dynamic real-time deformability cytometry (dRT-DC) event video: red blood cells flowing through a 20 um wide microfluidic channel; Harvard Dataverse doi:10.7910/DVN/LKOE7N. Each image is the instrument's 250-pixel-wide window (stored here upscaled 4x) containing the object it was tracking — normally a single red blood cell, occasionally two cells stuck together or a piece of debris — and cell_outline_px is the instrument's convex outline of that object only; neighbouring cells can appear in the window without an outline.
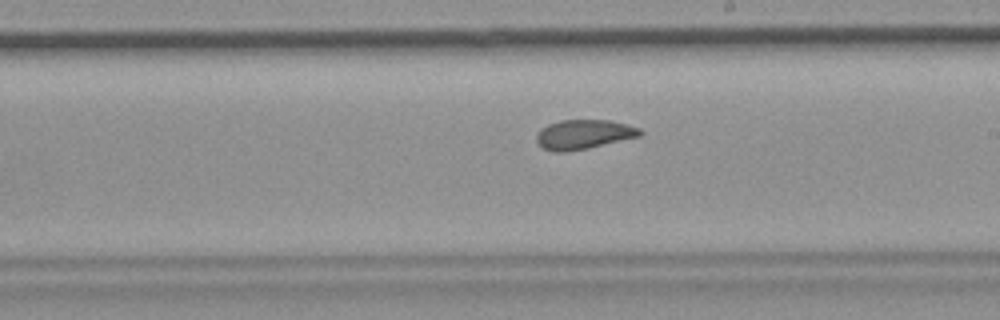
{"species": "common noctule bat (a hibernating species)", "species_latin": "Nyctalus noctula", "temperature_condition": "room temperature", "stored_images_in_passage": 54, "camera_frame_rate_fps": 3000, "um_per_image_px": 0.085, "animal": {"sex": "female", "body_mass_g": 19.9}, "frame": {"image": 1, "passage_image": 31, "time_ms": 10.0, "image_size_px": [1000, 320], "cell_outline_px": [[644, 132], [640, 136], [588, 148], [564, 152], [552, 152], [544, 148], [536, 140], [536, 136], [540, 128], [548, 124], [560, 120], [608, 120], [640, 128]], "centroid_in_image_um": [49.59, 11.42], "position_along_channel_um": 239.4, "area_um2": 17.69}, "authors_computed_cell_mechanics": {"area_um2": 18.7561, "velocity_mm_per_s": 3.6765, "shape_relaxation_time_tau1_ms": 9.3928, "shape_relaxation_time_tau2_ms": 1.5999, "deformation_change_tau1": 0.1446, "deformation_change_tau2": 0.0677}}